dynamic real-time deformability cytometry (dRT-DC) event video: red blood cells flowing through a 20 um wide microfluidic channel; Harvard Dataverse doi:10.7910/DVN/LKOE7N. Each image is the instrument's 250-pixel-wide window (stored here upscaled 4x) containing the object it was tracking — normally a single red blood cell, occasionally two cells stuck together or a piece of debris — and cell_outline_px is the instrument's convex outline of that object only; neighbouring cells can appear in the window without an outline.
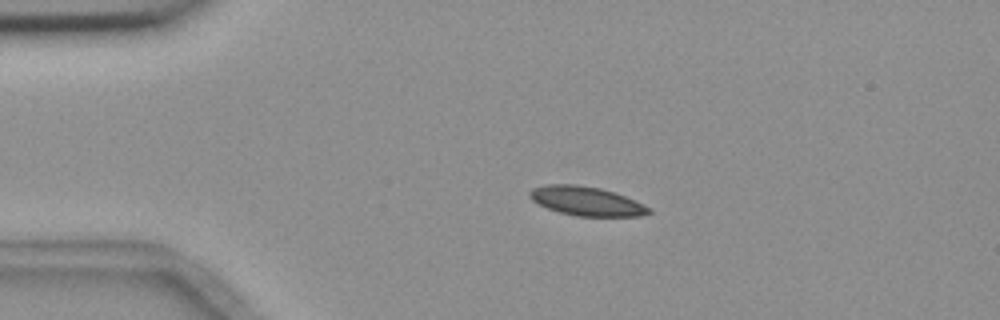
{"species": "common noctule bat (a hibernating species)", "species_latin": "Nyctalus noctula", "temperature_condition": "room temperature", "stored_images_in_passage": 4, "camera_frame_rate_fps": 3000, "um_per_image_px": 0.085, "animal": {"sex": "female", "body_mass_g": 18.4}, "frame": {"image": 1, "passage_image": 3, "time_ms": 2.333, "image_size_px": [1000, 320], "cell_outline_px": [[652, 212], [640, 216], [576, 216], [560, 212], [548, 208], [532, 200], [528, 196], [528, 192], [532, 188], [544, 184], [576, 184], [600, 188], [636, 200], [652, 208]], "centroid_in_image_um": [49.84, 17.09], "position_along_channel_um": 35.2, "area_um2": 20.23}}